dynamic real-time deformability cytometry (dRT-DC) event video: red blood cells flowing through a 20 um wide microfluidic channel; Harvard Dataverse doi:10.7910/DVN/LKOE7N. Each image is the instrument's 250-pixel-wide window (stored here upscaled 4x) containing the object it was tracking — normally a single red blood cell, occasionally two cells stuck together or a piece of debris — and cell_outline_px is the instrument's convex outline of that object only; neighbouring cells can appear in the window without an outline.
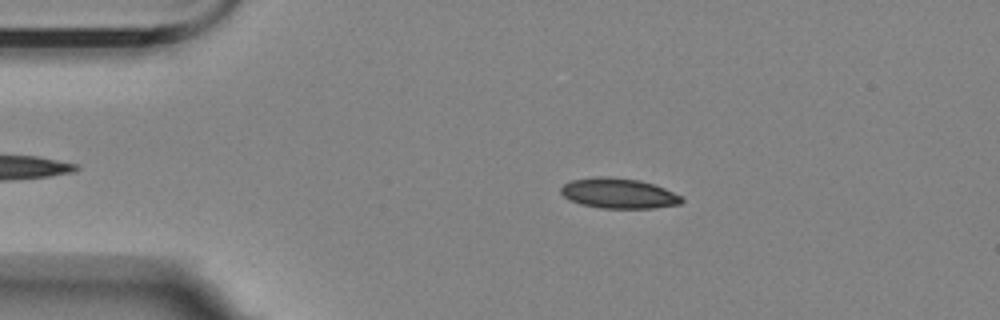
{"species": "Egyptian fruit bat (a non-hibernating species)", "species_latin": "Rousettus aegyptiacus", "temperature_condition": "room temperature", "stored_images_in_passage": 44, "camera_frame_rate_fps": 3000, "um_per_image_px": 0.085, "animal": {"sex": "female"}, "frame": {"image": 1, "passage_image": 10, "time_ms": 3.0, "image_size_px": [1000, 320], "cell_outline_px": [[684, 200], [680, 204], [652, 208], [600, 208], [580, 204], [564, 196], [560, 192], [560, 188], [564, 184], [572, 180], [592, 176], [608, 176], [640, 180], [664, 188], [684, 196]], "centroid_in_image_um": [52.59, 16.42], "position_along_channel_um": 32.4, "area_um2": 21.39}}
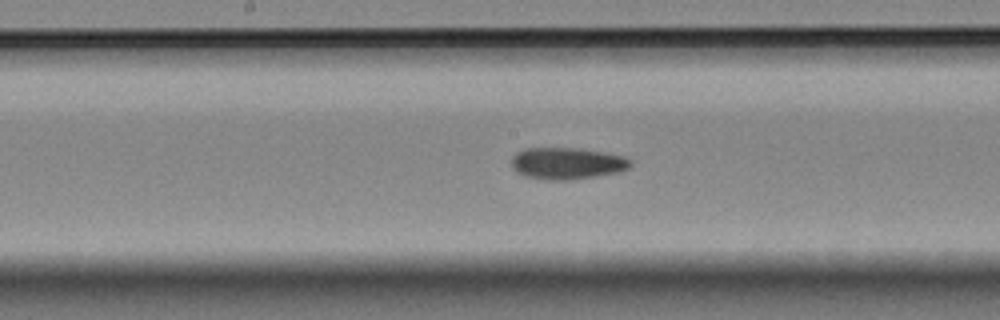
{"frame": {"image": 2, "passage_image": 28, "time_ms": 9.0, "image_size_px": [1000, 320], "cell_outline_px": [[632, 164], [628, 168], [620, 172], [572, 180], [548, 180], [528, 176], [516, 172], [512, 168], [512, 156], [516, 152], [524, 148], [580, 148], [604, 152], [624, 156], [632, 160]], "centroid_in_image_um": [48.21, 13.88], "position_along_channel_um": 200.0, "area_um2": 22.2}}
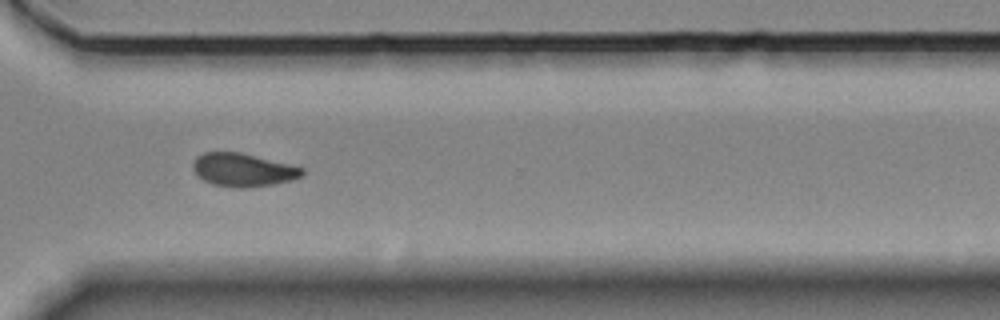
{"frame": {"image": 3, "passage_image": 41, "time_ms": 13.333, "image_size_px": [1000, 320], "cell_outline_px": [[304, 176], [292, 180], [272, 184], [244, 188], [240, 188], [212, 184], [196, 176], [192, 168], [192, 164], [196, 156], [204, 152], [240, 152], [292, 164], [304, 168]], "centroid_in_image_um": [20.66, 14.43], "position_along_channel_um": 349.9, "area_um2": 21.39}, "authors_computed_cell_mechanics": {"area_um2": 21.386, "velocity_mm_per_s": 3.4613, "shape_relaxation_time_tau1_ms": null, "shape_relaxation_time_tau2_ms": 5.6065, "deformation_change_tau1": null, "deformation_change_tau2": 0.0924}}